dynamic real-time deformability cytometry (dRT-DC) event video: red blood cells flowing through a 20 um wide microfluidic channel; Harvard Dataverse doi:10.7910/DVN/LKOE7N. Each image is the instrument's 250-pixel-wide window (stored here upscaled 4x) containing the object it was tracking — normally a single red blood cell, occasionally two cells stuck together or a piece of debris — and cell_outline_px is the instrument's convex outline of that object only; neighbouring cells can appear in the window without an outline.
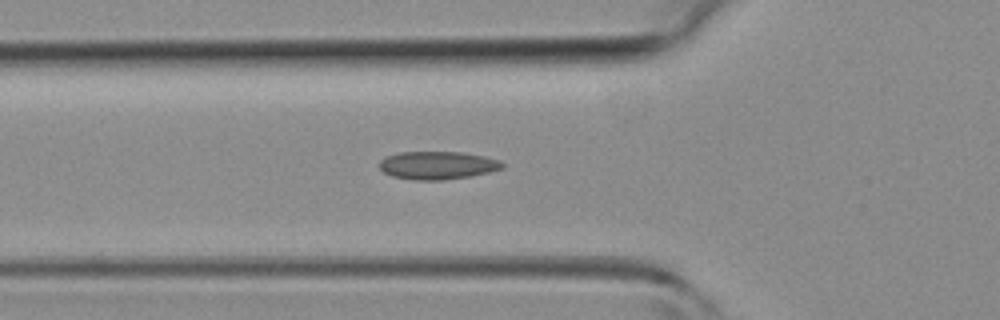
{"species": "common noctule bat (a hibernating species)", "species_latin": "Nyctalus noctula", "temperature_condition": "room temperature", "stored_images_in_passage": 32, "segment_of_instrument_passage": [1, 2], "camera_frame_rate_fps": 3000, "um_per_image_px": 0.085, "animal": {"sex": "female", "body_mass_g": 19.3, "forearm_length_mm": 54.1}, "frame": {"image": 1, "passage_image": 2, "time_ms": 0.333, "image_size_px": [1000, 320], "cell_outline_px": [[504, 168], [488, 172], [468, 176], [444, 180], [416, 180], [392, 176], [384, 172], [380, 168], [380, 160], [388, 156], [400, 152], [460, 152], [484, 156], [500, 160], [504, 164]], "centroid_in_image_um": [37.2, 14.05], "position_along_channel_um": 88.6, "area_um2": 19.88}}
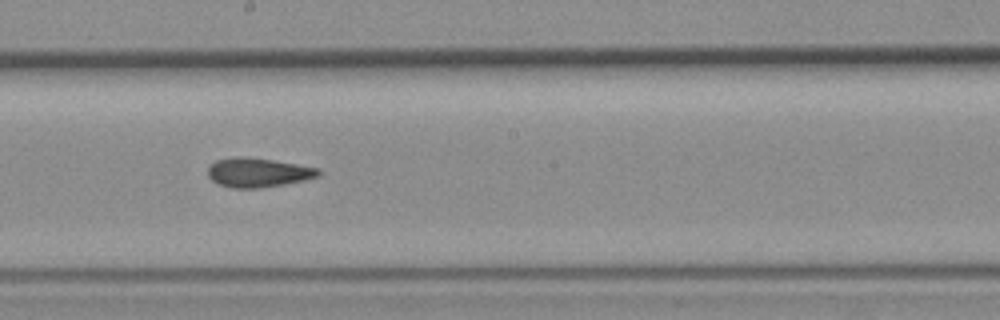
{"frame": {"image": 2, "passage_image": 11, "time_ms": 3.333, "image_size_px": [1000, 320], "cell_outline_px": [[320, 176], [304, 180], [284, 184], [260, 188], [232, 188], [220, 184], [212, 180], [208, 176], [208, 168], [216, 160], [272, 160], [320, 168]], "centroid_in_image_um": [22.01, 14.72], "position_along_channel_um": 226.2, "area_um2": 17.86}}
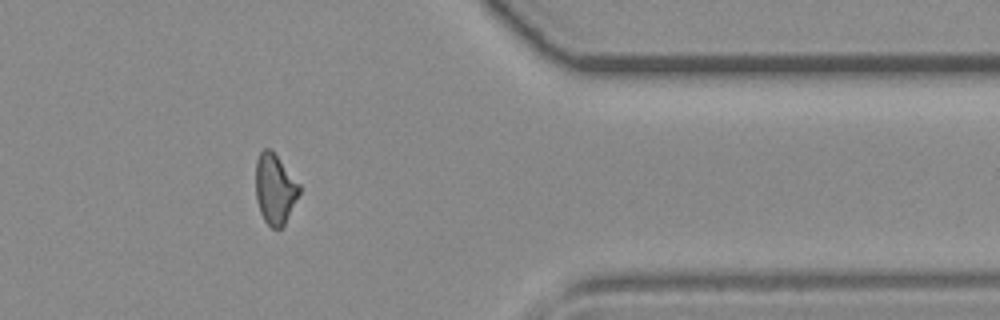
{"frame": {"image": 3, "passage_image": 23, "time_ms": 7.333, "image_size_px": [1000, 320], "cell_outline_px": [[300, 192], [284, 224], [280, 228], [272, 228], [264, 220], [260, 212], [256, 200], [256, 160], [260, 152], [264, 148], [268, 148], [276, 156], [300, 184]], "centroid_in_image_um": [23.35, 16.07], "position_along_channel_um": 388.0, "area_um2": 17.51}}